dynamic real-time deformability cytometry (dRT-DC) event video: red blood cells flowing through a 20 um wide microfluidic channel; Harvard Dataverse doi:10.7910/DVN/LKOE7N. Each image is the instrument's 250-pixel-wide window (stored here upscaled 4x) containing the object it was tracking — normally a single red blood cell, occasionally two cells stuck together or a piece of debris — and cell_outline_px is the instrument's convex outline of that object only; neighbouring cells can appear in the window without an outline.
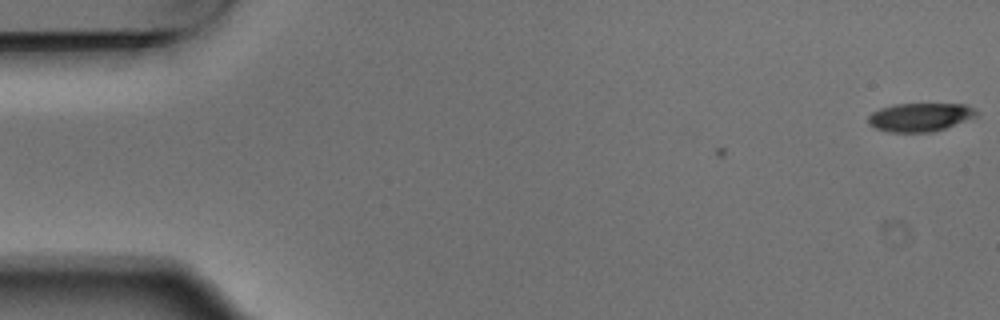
{"species": "Egyptian fruit bat (a non-hibernating species)", "species_latin": "Rousettus aegyptiacus", "temperature_condition": "warm", "stored_images_in_passage": 4, "camera_frame_rate_fps": 3000, "um_per_image_px": 0.085, "animal": {"sex": "male"}, "frame": {"image": 1, "passage_image": 1, "time_ms": 0.0, "image_size_px": [1000, 320], "cell_outline_px": [[980, 112], [976, 116], [944, 128], [932, 132], [888, 132], [876, 128], [868, 124], [868, 116], [872, 112], [880, 108], [892, 104], [964, 104], [976, 108]], "centroid_in_image_um": [78.19, 9.95], "position_along_channel_um": 6.8, "area_um2": 17.98}}